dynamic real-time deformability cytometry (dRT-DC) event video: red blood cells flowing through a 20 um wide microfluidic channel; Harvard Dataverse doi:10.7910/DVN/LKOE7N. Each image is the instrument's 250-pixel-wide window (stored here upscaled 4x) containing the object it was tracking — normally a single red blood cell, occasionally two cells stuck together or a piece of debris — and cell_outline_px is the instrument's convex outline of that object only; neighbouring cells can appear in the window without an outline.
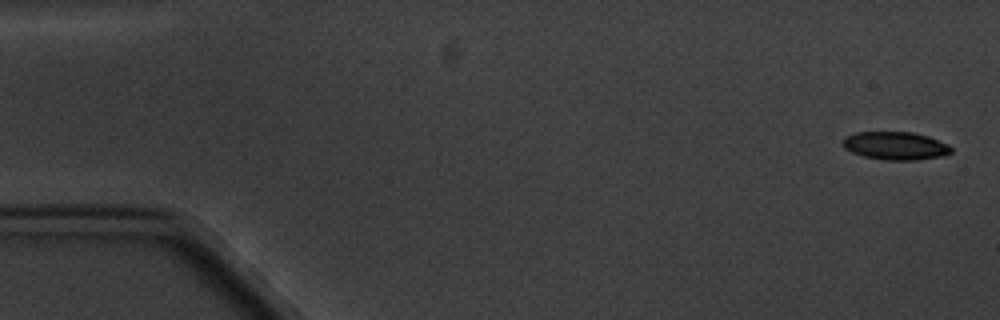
{"species": "common noctule bat (a hibernating species)", "species_latin": "Nyctalus noctula", "temperature_condition": "cold", "stored_images_in_passage": 5, "camera_frame_rate_fps": 3000, "um_per_image_px": 0.085, "animal": {"sex": "male", "body_mass_g": 20.1, "forearm_length_mm": 53.5}, "frame": {"image": 1, "passage_image": 1, "time_ms": 0.0, "image_size_px": [1000, 320], "cell_outline_px": [[952, 152], [944, 156], [916, 160], [888, 160], [864, 156], [852, 152], [844, 148], [840, 144], [844, 136], [856, 132], [912, 132], [928, 136], [948, 144], [952, 148]], "centroid_in_image_um": [76.1, 12.38], "position_along_channel_um": 8.9, "area_um2": 17.86}}
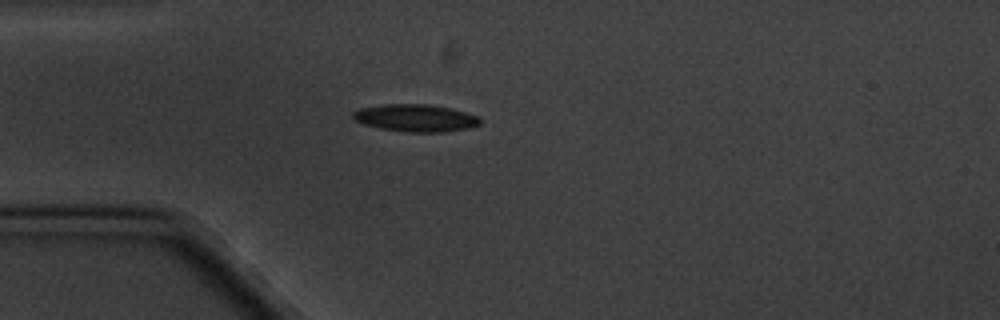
{"frame": {"image": 2, "passage_image": 5, "time_ms": 4.667, "image_size_px": [1000, 320], "cell_outline_px": [[480, 124], [468, 128], [444, 132], [408, 132], [380, 128], [364, 124], [356, 120], [352, 116], [352, 112], [360, 108], [384, 104], [432, 104], [452, 108], [480, 116]], "centroid_in_image_um": [35.35, 10.02], "position_along_channel_um": 49.6, "area_um2": 20.35}}